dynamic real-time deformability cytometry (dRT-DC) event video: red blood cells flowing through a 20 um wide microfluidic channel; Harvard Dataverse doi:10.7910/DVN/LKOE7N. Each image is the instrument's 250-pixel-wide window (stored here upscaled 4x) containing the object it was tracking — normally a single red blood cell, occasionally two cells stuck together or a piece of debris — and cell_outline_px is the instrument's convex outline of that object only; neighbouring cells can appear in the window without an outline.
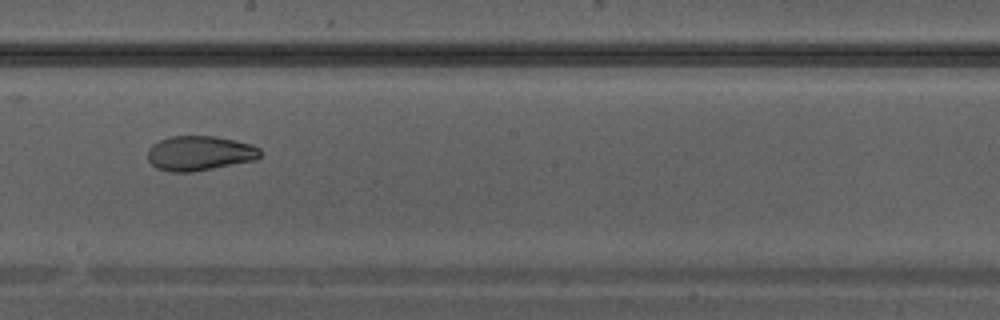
{"species": "Egyptian fruit bat (a non-hibernating species)", "species_latin": "Rousettus aegyptiacus", "temperature_condition": "warm", "stored_images_in_passage": 36, "camera_frame_rate_fps": 3000, "um_per_image_px": 0.085, "animal": {"sex": "male"}, "frame": {"image": 1, "passage_image": 21, "time_ms": 6.667, "image_size_px": [1000, 320], "cell_outline_px": [[260, 156], [256, 160], [192, 172], [168, 172], [156, 168], [148, 160], [148, 148], [152, 144], [168, 136], [212, 136], [252, 144], [260, 148]], "centroid_in_image_um": [16.94, 13.03], "position_along_channel_um": 231.3, "area_um2": 22.83}}